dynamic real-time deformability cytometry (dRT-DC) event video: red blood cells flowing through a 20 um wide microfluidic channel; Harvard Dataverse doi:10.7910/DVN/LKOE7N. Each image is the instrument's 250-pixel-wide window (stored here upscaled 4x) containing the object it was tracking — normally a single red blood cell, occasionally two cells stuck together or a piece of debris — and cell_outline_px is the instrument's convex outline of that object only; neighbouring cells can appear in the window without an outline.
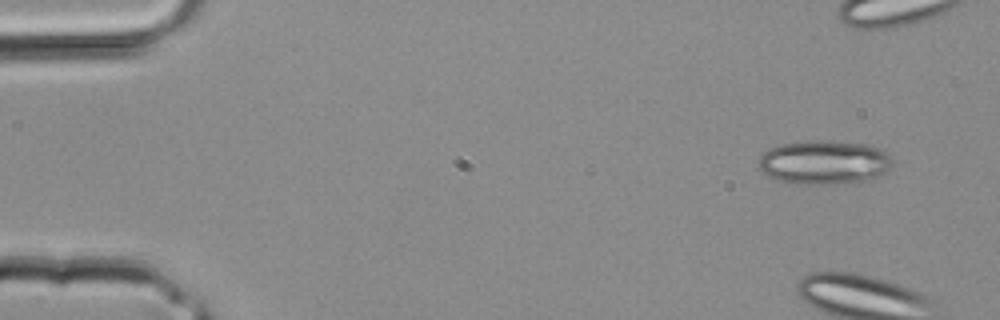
{"species": "common noctule bat (a hibernating species)", "species_latin": "Nyctalus noctula", "temperature_condition": "room temperature", "stored_images_in_passage": 2, "camera_frame_rate_fps": 3000, "um_per_image_px": 0.085, "animal": {"sex": "male", "body_mass_g": 20.4}, "frame": {"image": 1, "passage_image": 1, "time_ms": 0.0, "image_size_px": [1000, 320], "cell_outline_px": [[892, 164], [880, 176], [868, 180], [828, 184], [800, 184], [780, 180], [768, 176], [756, 164], [756, 160], [764, 152], [780, 144], [808, 140], [820, 140], [872, 144], [888, 152], [892, 160]], "centroid_in_image_um": [70.06, 13.78], "position_along_channel_um": 14.9, "area_um2": 34.51}}